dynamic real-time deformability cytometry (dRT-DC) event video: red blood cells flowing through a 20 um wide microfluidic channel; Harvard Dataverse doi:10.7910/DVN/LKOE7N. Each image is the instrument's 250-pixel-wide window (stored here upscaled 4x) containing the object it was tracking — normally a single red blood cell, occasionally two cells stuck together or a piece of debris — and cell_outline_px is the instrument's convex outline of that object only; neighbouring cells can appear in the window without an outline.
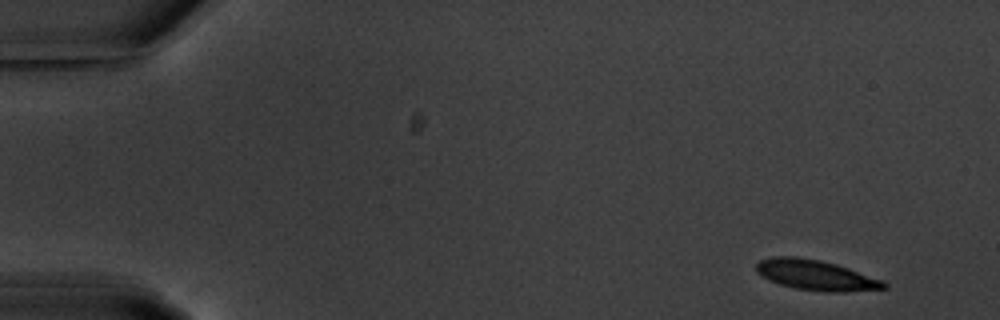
{"species": "common noctule bat (a hibernating species)", "species_latin": "Nyctalus noctula", "temperature_condition": "warm", "stored_images_in_passage": 5, "camera_frame_rate_fps": 3000, "um_per_image_px": 0.085, "animal": {"sex": "male", "body_mass_g": 20.1, "forearm_length_mm": 53.5}, "frame": {"image": 1, "passage_image": 1, "time_ms": 0.0, "image_size_px": [1000, 320], "cell_outline_px": [[888, 288], [844, 292], [828, 292], [796, 288], [780, 284], [768, 280], [756, 272], [756, 264], [760, 260], [772, 256], [796, 256], [820, 260], [836, 264], [884, 280], [888, 284]], "centroid_in_image_um": [69.36, 23.38], "position_along_channel_um": 15.6, "area_um2": 22.6}}
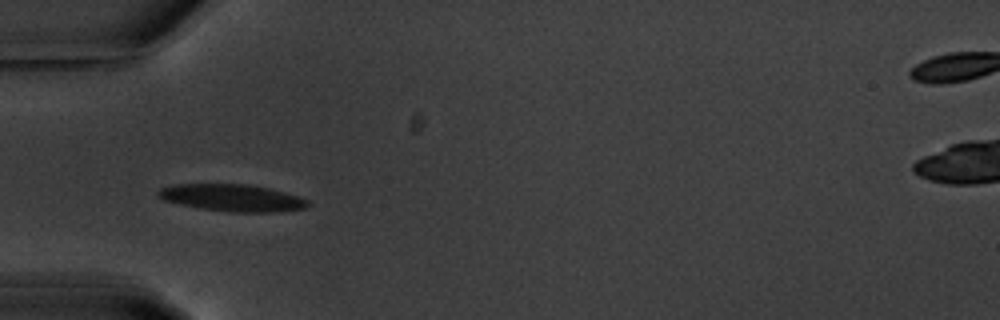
{"frame": {"image": 2, "passage_image": 5, "time_ms": 4.667, "image_size_px": [1000, 320], "cell_outline_px": [[312, 204], [308, 208], [272, 212], [228, 212], [200, 208], [180, 204], [164, 200], [156, 196], [156, 192], [160, 188], [172, 184], [248, 184], [268, 188], [284, 192], [308, 200]], "centroid_in_image_um": [19.72, 16.81], "position_along_channel_um": 65.3, "area_um2": 23.7}}